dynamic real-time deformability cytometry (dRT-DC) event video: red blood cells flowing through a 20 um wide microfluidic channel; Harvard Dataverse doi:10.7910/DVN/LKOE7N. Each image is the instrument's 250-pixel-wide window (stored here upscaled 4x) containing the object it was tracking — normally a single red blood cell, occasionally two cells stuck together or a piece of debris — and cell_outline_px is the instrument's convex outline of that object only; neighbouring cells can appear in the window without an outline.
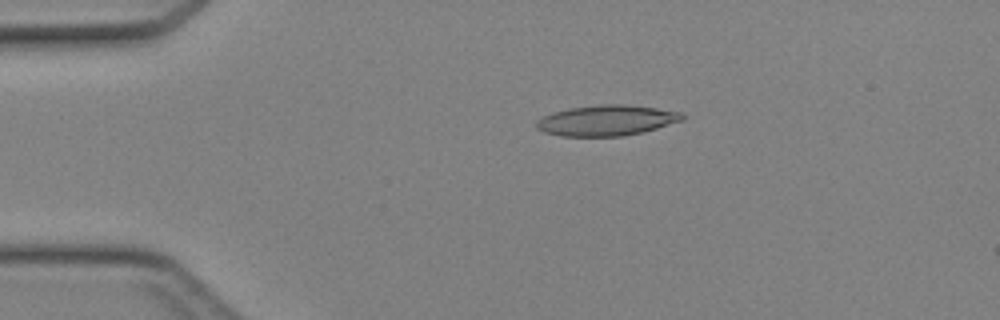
{"species": "Egyptian fruit bat (a non-hibernating species)", "species_latin": "Rousettus aegyptiacus", "temperature_condition": "cold", "stored_images_in_passage": 37, "camera_frame_rate_fps": 3000, "um_per_image_px": 0.085, "animal": {"sex": "female"}, "frame": {"image": 1, "passage_image": 1, "time_ms": 0.0, "image_size_px": [1000, 320], "cell_outline_px": [[684, 120], [644, 132], [624, 136], [560, 136], [544, 132], [536, 128], [536, 120], [552, 112], [568, 108], [600, 104], [624, 104], [656, 108], [684, 112]], "centroid_in_image_um": [51.57, 10.23], "position_along_channel_um": 33.4, "area_um2": 26.24}}
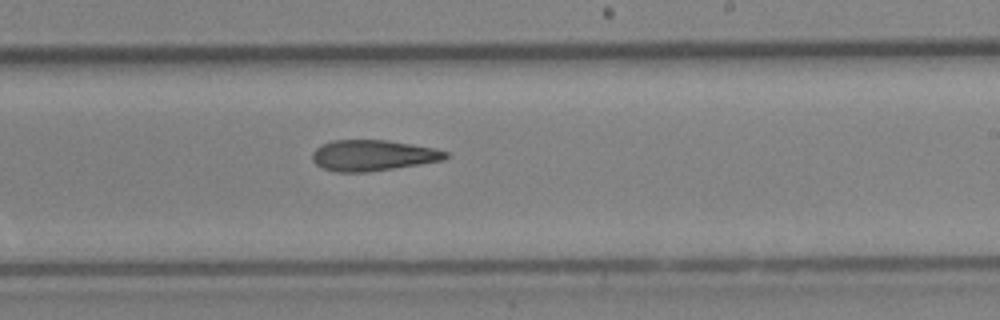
{"frame": {"image": 2, "passage_image": 19, "time_ms": 6.0, "image_size_px": [1000, 320], "cell_outline_px": [[448, 156], [444, 160], [420, 164], [368, 172], [336, 172], [320, 168], [312, 160], [312, 152], [320, 144], [332, 140], [388, 140], [436, 148], [448, 152]], "centroid_in_image_um": [31.67, 13.21], "position_along_channel_um": 257.3, "area_um2": 24.22}}
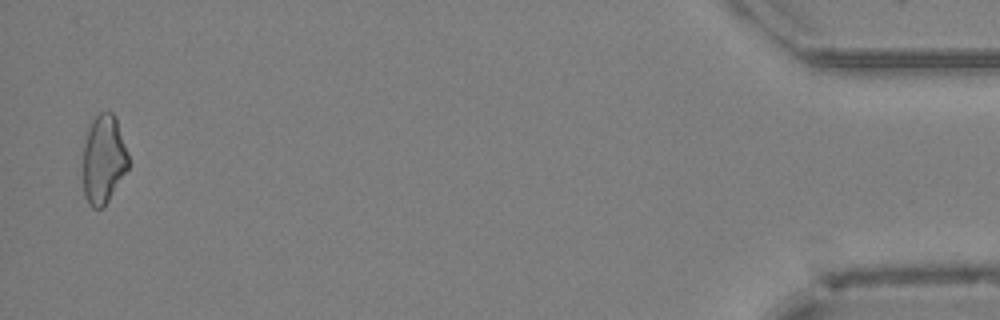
{"frame": {"image": 3, "passage_image": 36, "time_ms": 11.667, "image_size_px": [1000, 320], "cell_outline_px": [[128, 168], [104, 208], [92, 208], [88, 204], [84, 196], [84, 144], [92, 120], [100, 112], [112, 112], [116, 120], [128, 152]], "centroid_in_image_um": [8.81, 13.59], "position_along_channel_um": 426.4, "area_um2": 23.18}}